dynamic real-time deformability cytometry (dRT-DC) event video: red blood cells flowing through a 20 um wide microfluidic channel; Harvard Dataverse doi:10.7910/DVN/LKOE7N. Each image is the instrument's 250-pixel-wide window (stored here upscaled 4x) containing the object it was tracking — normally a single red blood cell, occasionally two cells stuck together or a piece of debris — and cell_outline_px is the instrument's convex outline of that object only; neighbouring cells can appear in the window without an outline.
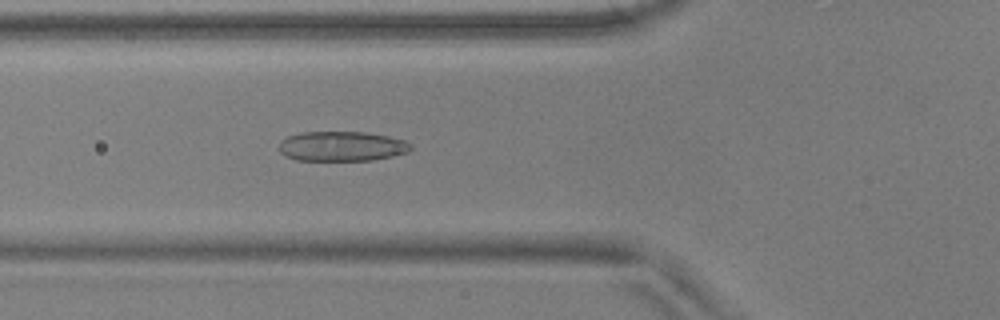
{"species": "common noctule bat (a hibernating species)", "species_latin": "Nyctalus noctula", "temperature_condition": "warm", "stored_images_in_passage": 53, "camera_frame_rate_fps": 3000, "um_per_image_px": 0.085, "animal": {"sex": "male", "body_mass_g": 17.9, "forearm_length_mm": 54.2}, "frame": {"image": 1, "passage_image": 19, "time_ms": 6.0, "image_size_px": [1000, 320], "cell_outline_px": [[412, 148], [408, 152], [392, 156], [372, 160], [296, 160], [284, 156], [280, 152], [280, 140], [288, 136], [300, 132], [364, 132], [388, 136], [404, 140], [412, 144]], "centroid_in_image_um": [29.04, 12.43], "position_along_channel_um": 96.8, "area_um2": 22.95}}
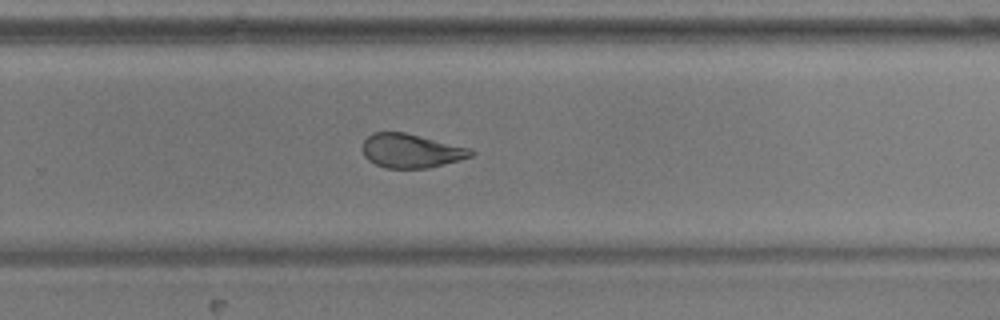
{"frame": {"image": 2, "passage_image": 35, "time_ms": 11.333, "image_size_px": [1000, 320], "cell_outline_px": [[476, 152], [472, 156], [460, 160], [428, 168], [384, 168], [368, 160], [364, 156], [360, 148], [364, 140], [372, 132], [404, 132], [472, 148]], "centroid_in_image_um": [34.93, 12.82], "position_along_channel_um": 294.9, "area_um2": 21.73}}
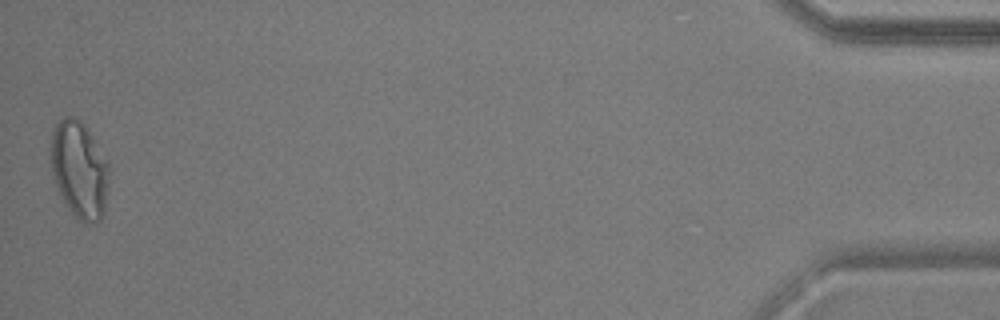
{"frame": {"image": 3, "passage_image": 53, "time_ms": 17.333, "image_size_px": [1000, 320], "cell_outline_px": [[108, 184], [104, 212], [100, 220], [96, 224], [84, 224], [64, 204], [60, 196], [52, 172], [48, 148], [52, 132], [56, 124], [64, 116], [72, 116], [80, 120], [84, 124], [108, 160]], "centroid_in_image_um": [6.72, 14.42], "position_along_channel_um": 428.5, "area_um2": 33.41}, "authors_computed_cell_mechanics": {"area_um2": 24.1026, "velocity_mm_per_s": 3.7059, "shape_relaxation_time_tau1_ms": 6.638, "shape_relaxation_time_tau2_ms": 1.423, "deformation_change_tau1": 0.1781, "deformation_change_tau2": 0.0877}}